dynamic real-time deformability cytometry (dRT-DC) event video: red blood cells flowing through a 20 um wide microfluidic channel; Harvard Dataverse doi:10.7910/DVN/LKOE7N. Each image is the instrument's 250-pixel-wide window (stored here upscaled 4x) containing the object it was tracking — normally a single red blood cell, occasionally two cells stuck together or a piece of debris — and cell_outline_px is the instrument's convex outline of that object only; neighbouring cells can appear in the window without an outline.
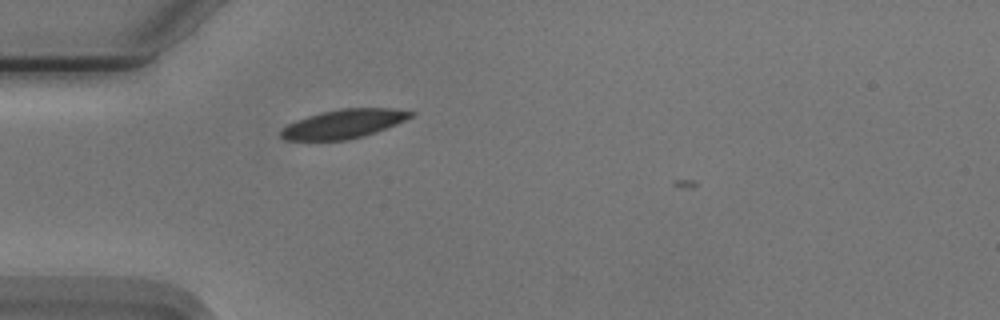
{"species": "Egyptian fruit bat (a non-hibernating species)", "species_latin": "Rousettus aegyptiacus", "temperature_condition": "cold", "stored_images_in_passage": 6, "camera_frame_rate_fps": 3000, "um_per_image_px": 0.085, "animal": {"sex": "male"}, "frame": {"image": 1, "passage_image": 1, "time_ms": 0.0, "image_size_px": [1000, 320], "cell_outline_px": [[416, 112], [412, 116], [396, 124], [376, 132], [364, 136], [344, 140], [284, 140], [280, 136], [280, 132], [288, 124], [296, 120], [320, 112], [340, 108], [396, 108]], "centroid_in_image_um": [29.22, 10.52], "position_along_channel_um": 55.8, "area_um2": 21.85}}
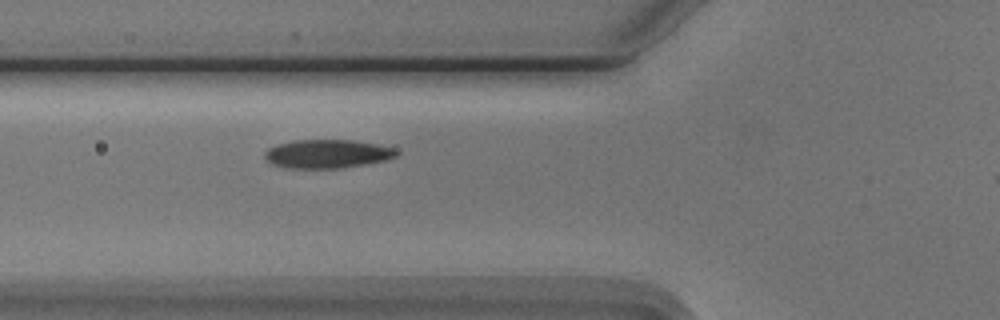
{"frame": {"image": 2, "passage_image": 5, "time_ms": 1.333, "image_size_px": [1000, 320], "cell_outline_px": [[400, 152], [396, 156], [388, 160], [340, 168], [284, 168], [272, 164], [264, 156], [264, 152], [268, 148], [276, 144], [292, 140], [352, 140], [376, 144], [396, 148]], "centroid_in_image_um": [27.82, 13.07], "position_along_channel_um": 98.0, "area_um2": 22.14}}